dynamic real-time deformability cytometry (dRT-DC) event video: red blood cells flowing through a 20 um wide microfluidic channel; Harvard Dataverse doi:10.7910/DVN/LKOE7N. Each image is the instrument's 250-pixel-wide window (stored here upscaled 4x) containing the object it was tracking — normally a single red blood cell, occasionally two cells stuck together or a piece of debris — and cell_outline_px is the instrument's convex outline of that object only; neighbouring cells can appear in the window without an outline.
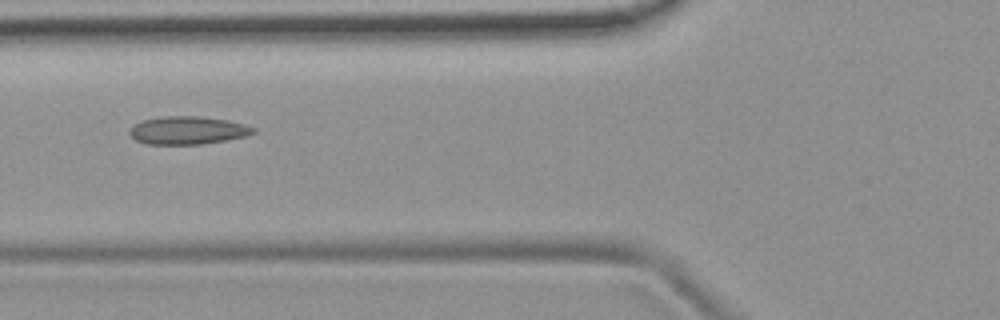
{"species": "common noctule bat (a hibernating species)", "species_latin": "Nyctalus noctula", "temperature_condition": "room temperature", "stored_images_in_passage": 2, "camera_frame_rate_fps": 3000, "um_per_image_px": 0.085, "animal": {"sex": "female", "body_mass_g": 19.9}, "frame": {"image": 1, "passage_image": 2, "time_ms": 1.0, "image_size_px": [1000, 320], "cell_outline_px": [[256, 132], [248, 136], [200, 144], [148, 144], [136, 140], [128, 132], [136, 124], [144, 120], [160, 116], [200, 116], [228, 120], [244, 124], [256, 128]], "centroid_in_image_um": [16.0, 11.07], "position_along_channel_um": 109.8, "area_um2": 20.06}}